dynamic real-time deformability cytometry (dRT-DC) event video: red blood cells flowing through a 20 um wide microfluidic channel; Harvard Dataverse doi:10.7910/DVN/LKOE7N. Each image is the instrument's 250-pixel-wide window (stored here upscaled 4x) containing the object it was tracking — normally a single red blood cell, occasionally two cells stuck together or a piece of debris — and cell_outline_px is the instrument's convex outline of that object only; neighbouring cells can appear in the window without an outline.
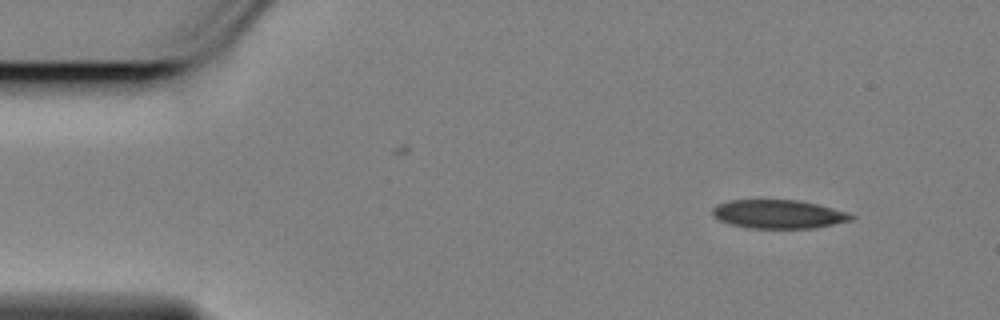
{"species": "Egyptian fruit bat (a non-hibernating species)", "species_latin": "Rousettus aegyptiacus", "temperature_condition": "cold", "stored_images_in_passage": 52, "camera_frame_rate_fps": 3000, "um_per_image_px": 0.085, "animal": {"sex": "female"}, "frame": {"image": 1, "passage_image": 1, "time_ms": 0.0, "image_size_px": [1000, 320], "cell_outline_px": [[856, 216], [852, 220], [812, 228], [748, 228], [732, 224], [720, 220], [712, 216], [712, 208], [716, 204], [728, 200], [800, 200], [848, 212]], "centroid_in_image_um": [66.15, 18.19], "position_along_channel_um": 18.9, "area_um2": 23.12}}
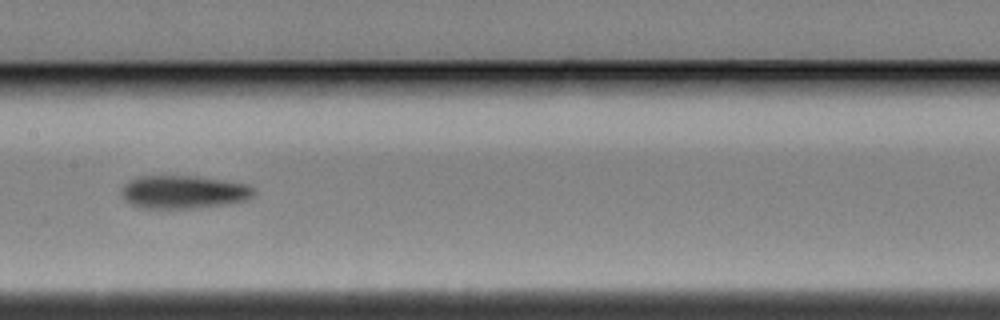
{"frame": {"image": 2, "passage_image": 23, "time_ms": 7.333, "image_size_px": [1000, 320], "cell_outline_px": [[256, 192], [248, 200], [224, 204], [192, 208], [140, 208], [124, 200], [124, 184], [128, 180], [140, 176], [196, 176], [224, 180], [248, 184], [256, 188]], "centroid_in_image_um": [15.65, 16.31], "position_along_channel_um": 191.7, "area_um2": 25.49}}
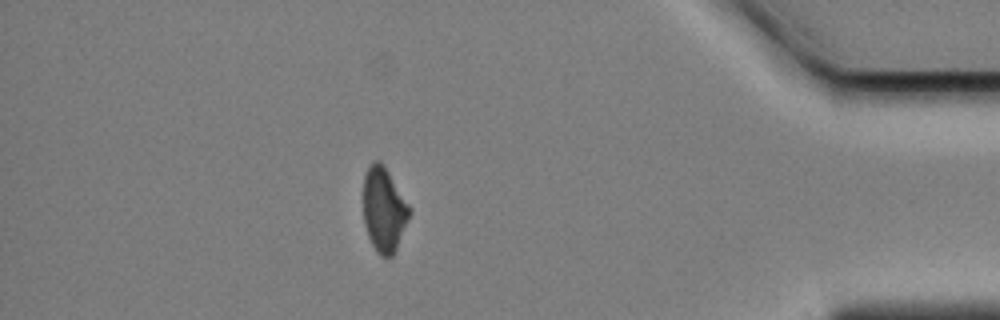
{"frame": {"image": 3, "passage_image": 45, "time_ms": 14.667, "image_size_px": [1000, 320], "cell_outline_px": [[412, 212], [396, 248], [392, 256], [388, 260], [380, 256], [376, 252], [368, 236], [364, 224], [364, 176], [372, 160], [380, 160], [412, 208]], "centroid_in_image_um": [32.65, 17.84], "position_along_channel_um": 402.6, "area_um2": 22.83}, "authors_computed_cell_mechanics": {"area_um2": 24.6228, "velocity_mm_per_s": 3.4558, "shape_relaxation_time_tau1_ms": 4.8677, "shape_relaxation_time_tau2_ms": null, "deformation_change_tau1": 0.1299, "deformation_change_tau2": null}}